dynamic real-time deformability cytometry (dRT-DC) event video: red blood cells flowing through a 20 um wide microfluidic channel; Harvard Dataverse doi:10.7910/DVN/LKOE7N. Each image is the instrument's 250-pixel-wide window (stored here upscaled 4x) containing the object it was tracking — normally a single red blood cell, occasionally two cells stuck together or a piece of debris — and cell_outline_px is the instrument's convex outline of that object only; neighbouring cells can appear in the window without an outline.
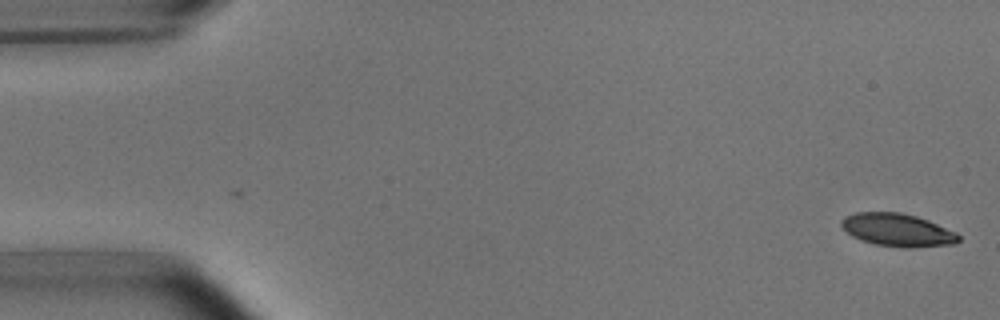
{"species": "common noctule bat (a hibernating species)", "species_latin": "Nyctalus noctula", "temperature_condition": "room temperature", "stored_images_in_passage": 5, "camera_frame_rate_fps": 3000, "um_per_image_px": 0.085, "animal": {"sex": "male", "body_mass_g": 15.6}, "frame": {"image": 1, "passage_image": 1, "time_ms": 0.0, "image_size_px": [1000, 320], "cell_outline_px": [[960, 240], [956, 244], [912, 248], [904, 248], [876, 244], [860, 240], [852, 236], [840, 224], [840, 220], [844, 216], [856, 212], [900, 212], [916, 216], [928, 220], [956, 232], [960, 236]], "centroid_in_image_um": [76.3, 19.55], "position_along_channel_um": 8.7, "area_um2": 22.6}}
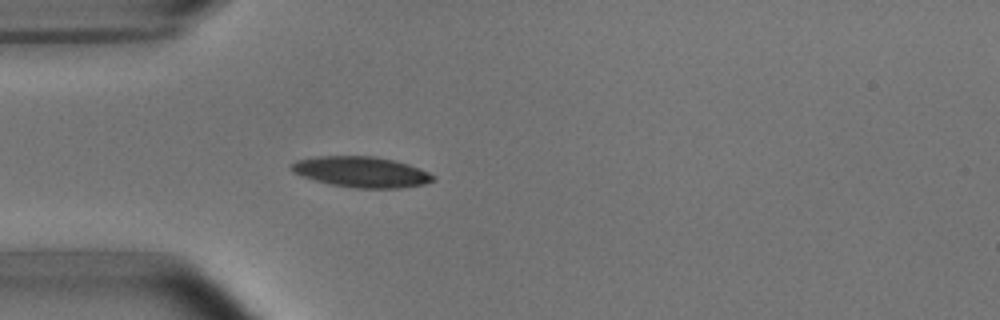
{"frame": {"image": 2, "passage_image": 5, "time_ms": 4.667, "image_size_px": [1000, 320], "cell_outline_px": [[436, 180], [424, 184], [400, 188], [356, 188], [328, 184], [292, 172], [288, 168], [288, 164], [296, 160], [316, 156], [372, 156], [392, 160], [408, 164], [420, 168], [436, 176]], "centroid_in_image_um": [30.69, 14.61], "position_along_channel_um": 54.3, "area_um2": 25.49}}